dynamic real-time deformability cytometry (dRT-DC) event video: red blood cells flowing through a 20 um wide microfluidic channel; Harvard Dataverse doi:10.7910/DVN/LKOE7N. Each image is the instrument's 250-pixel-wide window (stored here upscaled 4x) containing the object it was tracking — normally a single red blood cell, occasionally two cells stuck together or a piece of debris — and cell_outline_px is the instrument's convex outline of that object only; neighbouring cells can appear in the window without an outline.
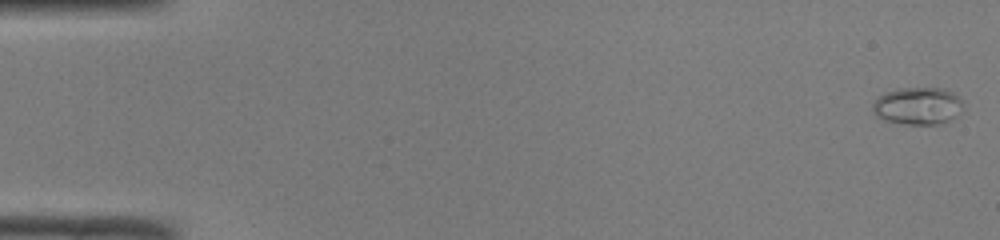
{"species": "common noctule bat (a hibernating species)", "species_latin": "Nyctalus noctula", "temperature_condition": "room temperature", "stored_images_in_passage": 14, "camera_frame_rate_fps": 3000, "um_per_image_px": 0.085, "animal": {"sex": "male", "body_mass_g": 19.0, "forearm_length_mm": 50.8}, "frame": {"image": 1, "passage_image": 1, "time_ms": 0.0, "image_size_px": [1000, 240], "cell_outline_px": [[964, 104], [956, 116], [948, 120], [936, 124], [908, 124], [884, 120], [876, 116], [872, 112], [872, 104], [880, 96], [888, 92], [900, 88], [944, 88], [960, 96], [964, 100]], "centroid_in_image_um": [78.03, 8.99], "position_along_channel_um": 7.0, "area_um2": 19.65}}